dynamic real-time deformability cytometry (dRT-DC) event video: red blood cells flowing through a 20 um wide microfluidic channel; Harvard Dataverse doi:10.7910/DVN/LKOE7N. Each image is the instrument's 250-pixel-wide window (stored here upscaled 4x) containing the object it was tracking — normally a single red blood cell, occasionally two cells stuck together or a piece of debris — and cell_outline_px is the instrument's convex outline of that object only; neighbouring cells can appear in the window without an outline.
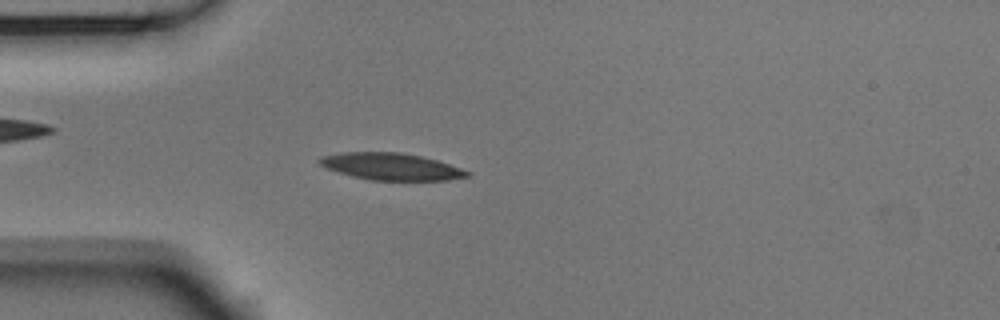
{"species": "Egyptian fruit bat (a non-hibernating species)", "species_latin": "Rousettus aegyptiacus", "temperature_condition": "room temperature", "stored_images_in_passage": 53, "camera_frame_rate_fps": 3000, "um_per_image_px": 0.085, "animal": {"sex": "male"}, "frame": {"image": 1, "passage_image": 14, "time_ms": 4.333, "image_size_px": [1000, 320], "cell_outline_px": [[472, 176], [448, 180], [368, 180], [352, 176], [328, 168], [320, 164], [316, 160], [320, 156], [344, 152], [400, 152], [420, 156], [436, 160], [472, 172]], "centroid_in_image_um": [33.26, 14.16], "position_along_channel_um": 51.7, "area_um2": 23.12}}
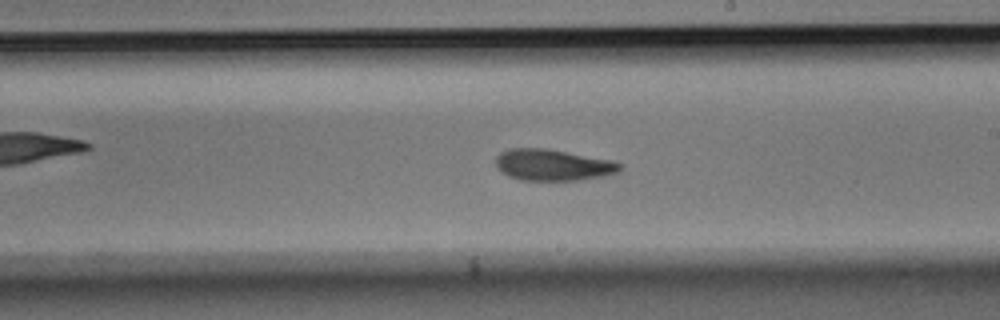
{"frame": {"image": 2, "passage_image": 30, "time_ms": 9.667, "image_size_px": [1000, 320], "cell_outline_px": [[624, 168], [620, 172], [604, 176], [576, 180], [520, 180], [508, 176], [500, 172], [496, 168], [496, 156], [500, 152], [508, 148], [548, 148], [612, 160], [624, 164]], "centroid_in_image_um": [47.01, 14.01], "position_along_channel_um": 242.0, "area_um2": 23.12}}
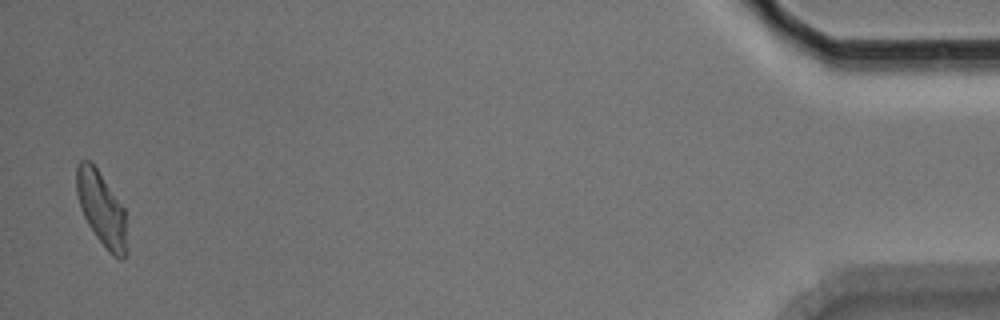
{"frame": {"image": 3, "passage_image": 52, "time_ms": 17.0, "image_size_px": [1000, 320], "cell_outline_px": [[128, 252], [124, 260], [120, 260], [112, 256], [108, 252], [96, 236], [88, 224], [80, 208], [76, 192], [76, 168], [80, 160], [88, 160], [96, 168], [124, 208], [128, 248]], "centroid_in_image_um": [8.65, 17.83], "position_along_channel_um": 426.6, "area_um2": 21.79}, "authors_computed_cell_mechanics": {"area_um2": 22.5998, "velocity_mm_per_s": 3.7259, "shape_relaxation_time_tau1_ms": 5.0891, "shape_relaxation_time_tau2_ms": 4.7685, "deformation_change_tau1": 0.156, "deformation_change_tau2": 0.1192}}